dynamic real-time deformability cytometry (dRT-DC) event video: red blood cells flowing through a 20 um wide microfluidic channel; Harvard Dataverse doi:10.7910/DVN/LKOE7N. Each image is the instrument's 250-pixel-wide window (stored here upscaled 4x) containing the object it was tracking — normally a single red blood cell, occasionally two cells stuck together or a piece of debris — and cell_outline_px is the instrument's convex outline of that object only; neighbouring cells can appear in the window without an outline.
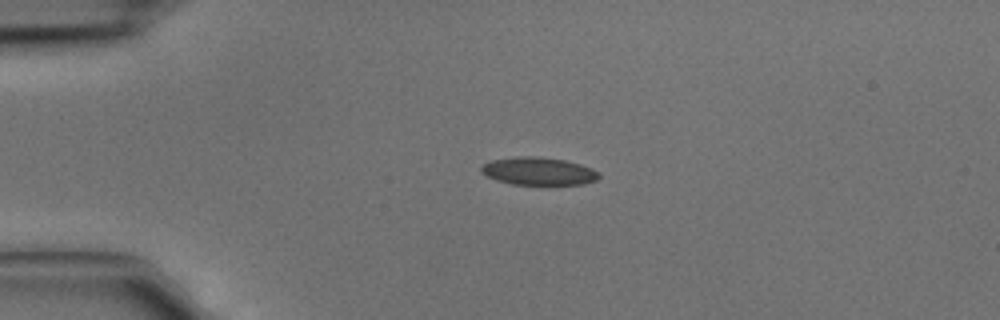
{"species": "common noctule bat (a hibernating species)", "species_latin": "Nyctalus noctula", "temperature_condition": "cold", "stored_images_in_passage": 3, "camera_frame_rate_fps": 3000, "um_per_image_px": 0.085, "animal": {"sex": "male", "body_mass_g": 15.6}, "frame": {"image": 1, "passage_image": 1, "time_ms": 0.0, "image_size_px": [1000, 320], "cell_outline_px": [[600, 176], [596, 180], [584, 184], [512, 184], [496, 180], [480, 172], [480, 164], [488, 160], [516, 156], [540, 156], [564, 160], [580, 164], [592, 168], [600, 172]], "centroid_in_image_um": [45.73, 14.53], "position_along_channel_um": 39.3, "area_um2": 19.31}}